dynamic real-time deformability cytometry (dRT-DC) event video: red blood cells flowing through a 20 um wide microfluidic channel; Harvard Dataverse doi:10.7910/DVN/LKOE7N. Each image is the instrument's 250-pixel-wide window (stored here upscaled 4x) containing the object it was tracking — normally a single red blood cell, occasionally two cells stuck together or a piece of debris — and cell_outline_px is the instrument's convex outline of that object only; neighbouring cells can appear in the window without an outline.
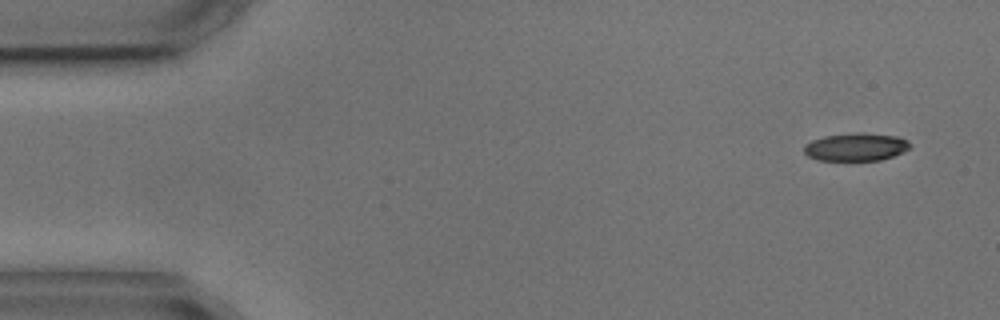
{"species": "common noctule bat (a hibernating species)", "species_latin": "Nyctalus noctula", "temperature_condition": "cold", "stored_images_in_passage": 10, "camera_frame_rate_fps": 3000, "um_per_image_px": 0.085, "animal": {"sex": "male", "body_mass_g": 17.9, "forearm_length_mm": 54.2}, "frame": {"image": 1, "passage_image": 1, "time_ms": 0.0, "image_size_px": [1000, 320], "cell_outline_px": [[912, 148], [904, 152], [880, 160], [816, 160], [808, 156], [804, 152], [804, 144], [812, 140], [824, 136], [856, 132], [860, 132], [896, 136], [908, 140], [912, 144]], "centroid_in_image_um": [72.78, 12.48], "position_along_channel_um": 12.2, "area_um2": 17.4}}
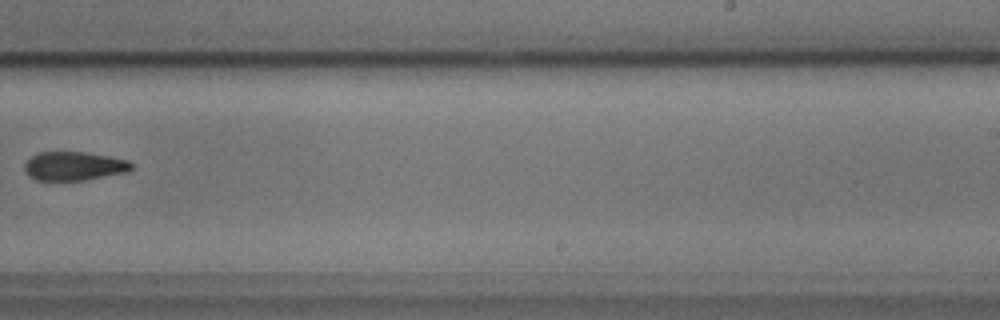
{"frame": {"image": 2, "passage_image": 9, "time_ms": 10.333, "image_size_px": [1000, 320], "cell_outline_px": [[136, 164], [128, 172], [84, 180], [36, 180], [28, 176], [24, 168], [24, 164], [32, 156], [40, 152], [84, 152], [108, 156], [128, 160]], "centroid_in_image_um": [6.32, 14.12], "position_along_channel_um": 282.7, "area_um2": 17.98}}